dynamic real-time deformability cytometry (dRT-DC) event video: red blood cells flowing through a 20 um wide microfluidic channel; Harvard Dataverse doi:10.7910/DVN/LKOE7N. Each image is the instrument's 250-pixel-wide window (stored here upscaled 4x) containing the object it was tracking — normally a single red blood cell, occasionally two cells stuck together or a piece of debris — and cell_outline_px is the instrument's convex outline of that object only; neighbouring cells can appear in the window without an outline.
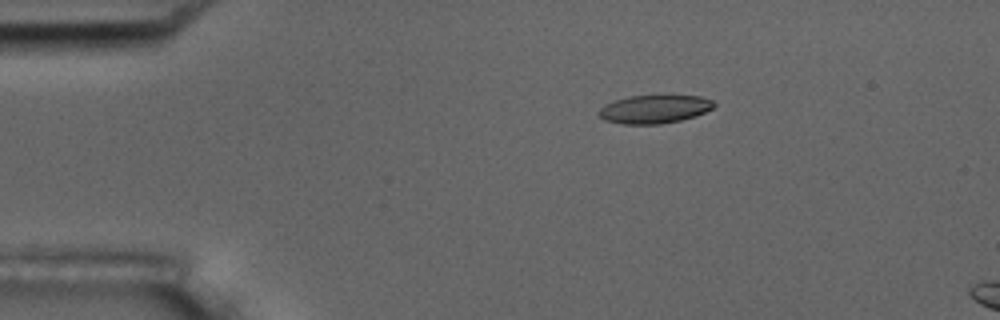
{"species": "common noctule bat (a hibernating species)", "species_latin": "Nyctalus noctula", "temperature_condition": "room temperature", "stored_images_in_passage": 4, "segment_of_instrument_passage": [1, 2], "camera_frame_rate_fps": 3000, "um_per_image_px": 0.085, "animal": {"sex": "male", "body_mass_g": 17.5, "forearm_length_mm": 52.3}, "frame": {"image": 1, "passage_image": 2, "time_ms": 1.0, "image_size_px": [1000, 320], "cell_outline_px": [[716, 104], [712, 108], [696, 116], [680, 120], [660, 124], [620, 124], [604, 120], [596, 112], [604, 104], [628, 96], [700, 96], [712, 100]], "centroid_in_image_um": [55.59, 9.28], "position_along_channel_um": 29.4, "area_um2": 18.96}}